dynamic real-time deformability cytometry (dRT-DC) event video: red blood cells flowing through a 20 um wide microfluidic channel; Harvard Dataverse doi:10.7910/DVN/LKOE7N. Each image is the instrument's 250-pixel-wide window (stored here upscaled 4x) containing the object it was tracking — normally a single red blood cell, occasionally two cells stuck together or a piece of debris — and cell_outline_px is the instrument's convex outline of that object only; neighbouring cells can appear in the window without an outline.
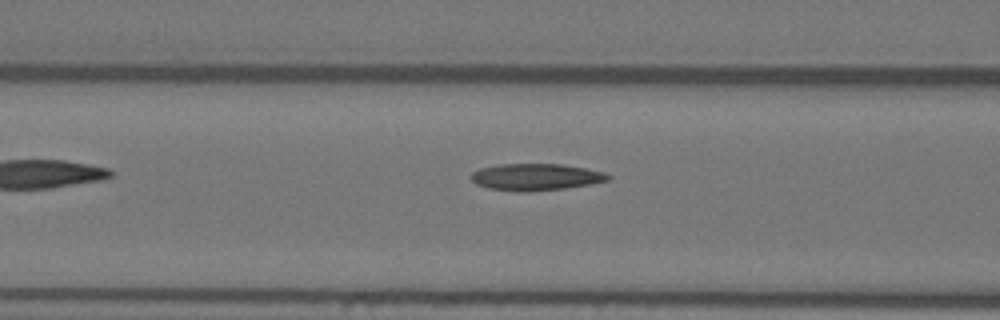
{"species": "Egyptian fruit bat (a non-hibernating species)", "species_latin": "Rousettus aegyptiacus", "temperature_condition": "warm", "stored_images_in_passage": 28, "camera_frame_rate_fps": 3000, "um_per_image_px": 0.085, "animal": {"sex": "female"}, "frame": {"image": 1, "passage_image": 5, "time_ms": 1.333, "image_size_px": [1000, 320], "cell_outline_px": [[612, 176], [608, 180], [588, 184], [564, 188], [528, 192], [524, 192], [488, 188], [476, 184], [468, 176], [472, 172], [480, 168], [500, 164], [560, 164], [584, 168], [604, 172]], "centroid_in_image_um": [45.5, 15.04], "position_along_channel_um": 121.1, "area_um2": 21.27}}
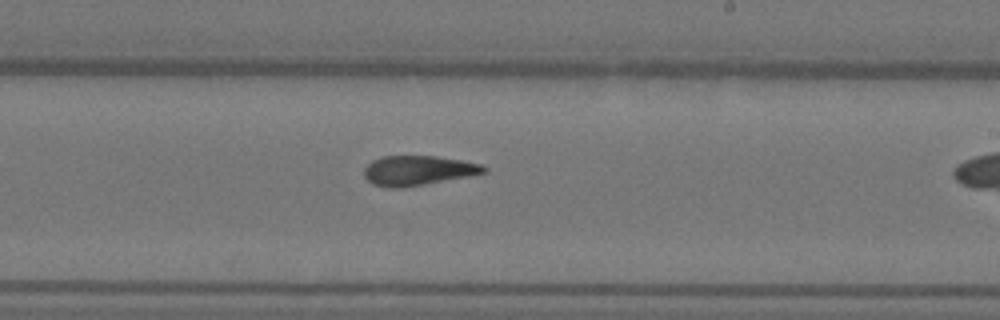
{"frame": {"image": 2, "passage_image": 16, "time_ms": 5.0, "image_size_px": [1000, 320], "cell_outline_px": [[488, 168], [484, 172], [468, 176], [404, 188], [388, 188], [372, 184], [364, 176], [364, 168], [372, 160], [380, 156], [436, 156], [460, 160], [480, 164]], "centroid_in_image_um": [35.47, 14.49], "position_along_channel_um": 253.5, "area_um2": 20.69}}
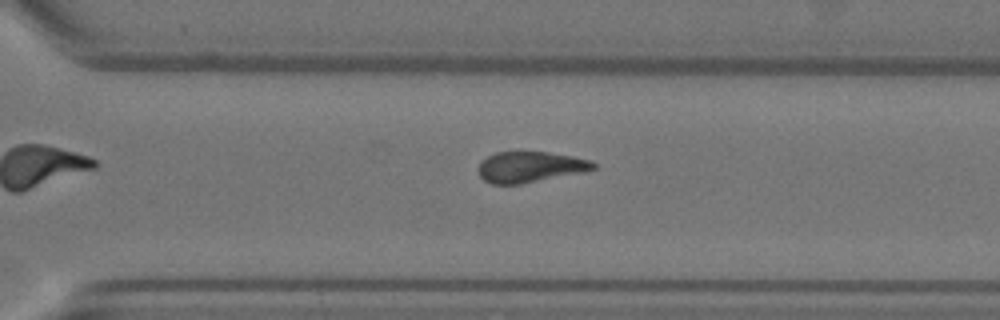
{"frame": {"image": 3, "passage_image": 22, "time_ms": 7.0, "image_size_px": [1000, 320], "cell_outline_px": [[596, 168], [584, 172], [520, 184], [492, 184], [484, 180], [480, 176], [476, 168], [480, 160], [496, 152], [548, 152], [572, 156], [592, 160], [596, 164]], "centroid_in_image_um": [45.04, 14.19], "position_along_channel_um": 325.6, "area_um2": 20.81}}